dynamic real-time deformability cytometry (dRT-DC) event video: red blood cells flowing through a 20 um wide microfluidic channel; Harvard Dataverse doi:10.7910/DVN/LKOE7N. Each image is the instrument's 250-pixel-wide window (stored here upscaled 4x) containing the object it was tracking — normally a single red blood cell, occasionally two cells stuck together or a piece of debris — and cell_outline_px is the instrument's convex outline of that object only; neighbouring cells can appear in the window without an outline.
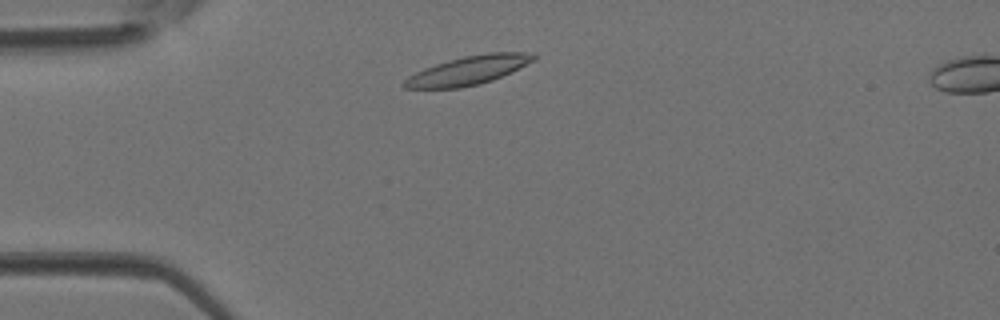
{"species": "Egyptian fruit bat (a non-hibernating species)", "species_latin": "Rousettus aegyptiacus", "temperature_condition": "room temperature", "stored_images_in_passage": 35, "camera_frame_rate_fps": 3000, "um_per_image_px": 0.085, "animal": {"sex": "female"}, "frame": {"image": 1, "passage_image": 4, "time_ms": 1.0, "image_size_px": [1000, 320], "cell_outline_px": [[536, 60], [512, 72], [492, 80], [480, 84], [460, 88], [404, 88], [400, 84], [408, 76], [424, 68], [448, 60], [464, 56], [488, 52], [536, 52]], "centroid_in_image_um": [39.84, 5.97], "position_along_channel_um": 45.2, "area_um2": 21.91}}
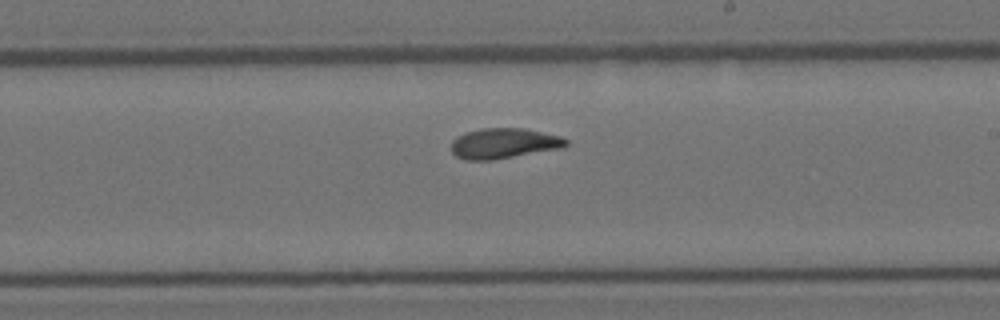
{"frame": {"image": 2, "passage_image": 18, "time_ms": 5.667, "image_size_px": [1000, 320], "cell_outline_px": [[568, 144], [564, 148], [492, 160], [464, 160], [456, 156], [452, 152], [452, 140], [456, 136], [464, 132], [480, 128], [524, 128], [560, 136], [568, 140]], "centroid_in_image_um": [42.82, 12.18], "position_along_channel_um": 246.2, "area_um2": 20.52}}
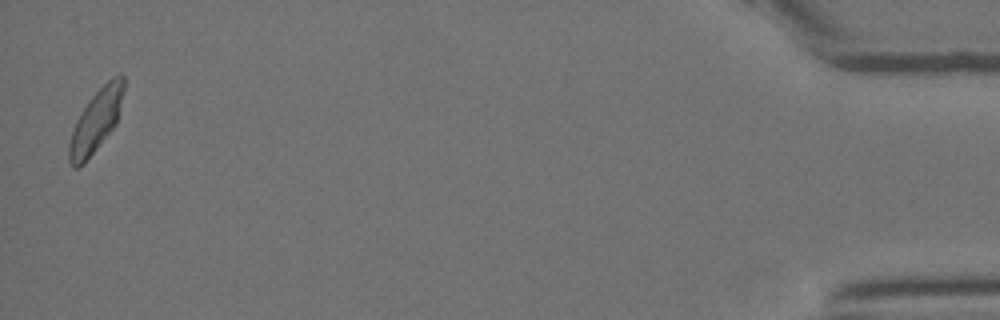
{"frame": {"image": 3, "passage_image": 35, "time_ms": 11.333, "image_size_px": [1000, 320], "cell_outline_px": [[124, 92], [116, 124], [84, 164], [76, 168], [72, 168], [68, 160], [68, 148], [72, 132], [88, 100], [112, 76], [120, 72], [124, 76]], "centroid_in_image_um": [8.18, 10.26], "position_along_channel_um": 427.0, "area_um2": 19.59}}